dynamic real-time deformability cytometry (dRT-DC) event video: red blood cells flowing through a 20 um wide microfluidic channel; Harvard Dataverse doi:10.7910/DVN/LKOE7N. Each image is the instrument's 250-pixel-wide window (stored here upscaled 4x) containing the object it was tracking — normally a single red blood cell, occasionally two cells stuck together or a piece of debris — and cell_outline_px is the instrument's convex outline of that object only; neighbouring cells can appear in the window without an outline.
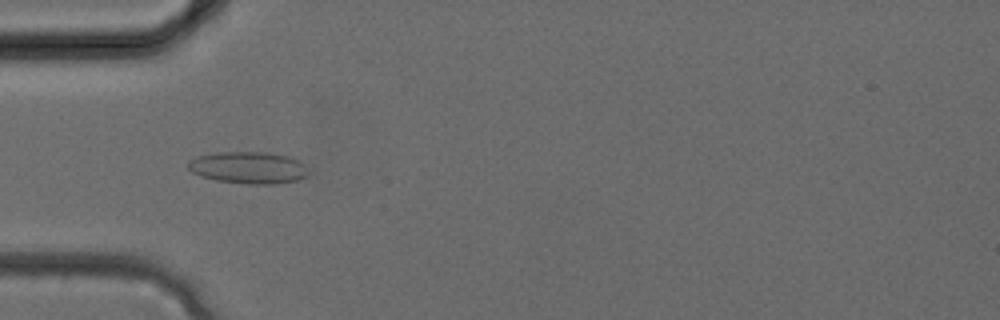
{"species": "common noctule bat (a hibernating species)", "species_latin": "Nyctalus noctula", "temperature_condition": "cold", "stored_images_in_passage": 22, "camera_frame_rate_fps": 3000, "um_per_image_px": 0.085, "animal": {"sex": "female", "body_mass_g": 24.6, "forearm_length_mm": 56.2}, "frame": {"image": 1, "passage_image": 10, "time_ms": 3.0, "image_size_px": [1000, 320], "cell_outline_px": [[308, 176], [296, 180], [276, 184], [248, 184], [216, 180], [200, 176], [192, 172], [188, 168], [188, 160], [196, 156], [216, 152], [264, 152], [288, 156], [296, 160], [308, 172]], "centroid_in_image_um": [21.05, 14.25], "position_along_channel_um": 64.0, "area_um2": 22.25}}
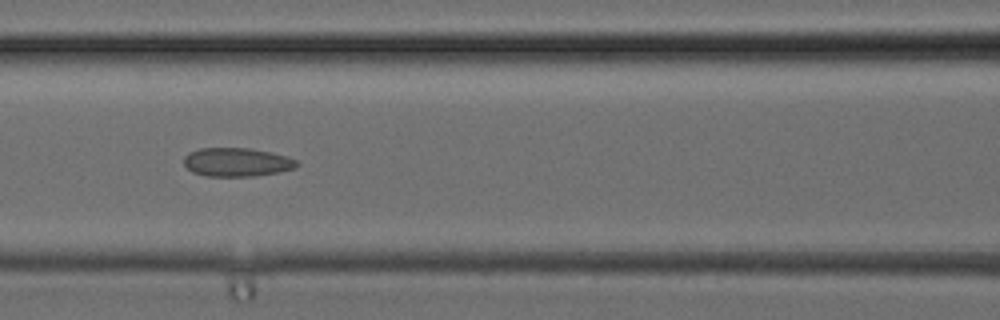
{"frame": {"image": 2, "passage_image": 14, "time_ms": 4.333, "image_size_px": [1000, 320], "cell_outline_px": [[300, 164], [296, 168], [276, 172], [252, 176], [204, 176], [192, 172], [184, 164], [184, 156], [188, 152], [200, 148], [252, 148], [288, 156], [296, 160]], "centroid_in_image_um": [20.12, 13.77], "position_along_channel_um": 146.5, "area_um2": 18.96}}
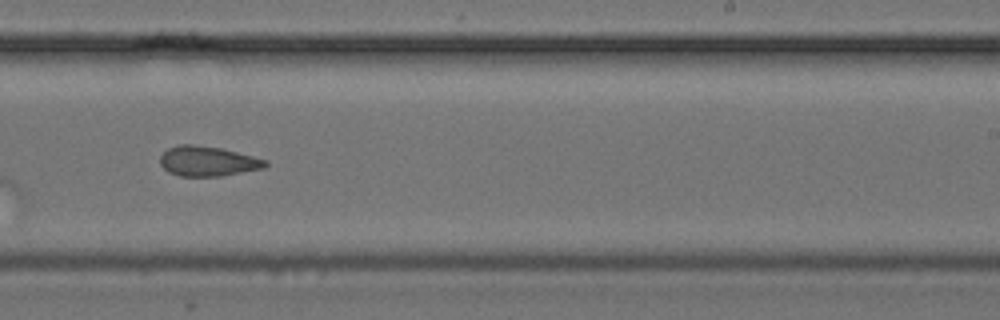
{"frame": {"image": 3, "passage_image": 20, "time_ms": 6.333, "image_size_px": [1000, 320], "cell_outline_px": [[268, 164], [264, 168], [220, 176], [180, 176], [168, 172], [160, 164], [160, 156], [168, 148], [180, 144], [192, 144], [220, 148], [268, 160]], "centroid_in_image_um": [17.64, 13.7], "position_along_channel_um": 271.4, "area_um2": 18.26}}